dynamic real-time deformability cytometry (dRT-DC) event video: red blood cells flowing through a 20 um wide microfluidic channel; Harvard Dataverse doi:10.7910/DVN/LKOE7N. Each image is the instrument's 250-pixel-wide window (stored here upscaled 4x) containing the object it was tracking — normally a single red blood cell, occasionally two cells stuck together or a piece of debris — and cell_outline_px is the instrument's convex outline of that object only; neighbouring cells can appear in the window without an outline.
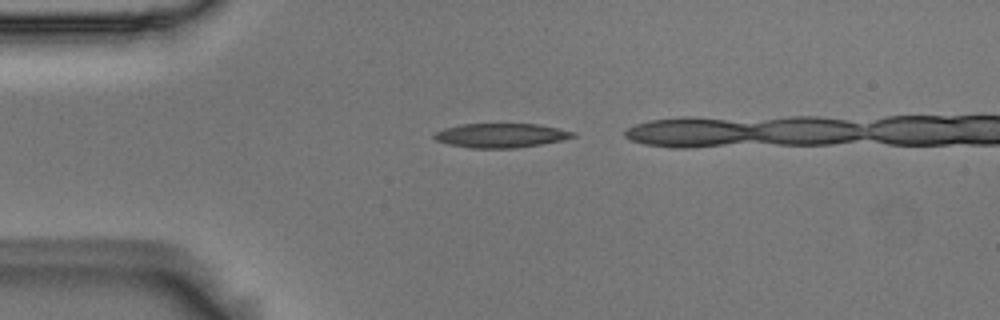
{"species": "Egyptian fruit bat (a non-hibernating species)", "species_latin": "Rousettus aegyptiacus", "temperature_condition": "room temperature", "stored_images_in_passage": 7, "segment_of_instrument_passage": [1, 2], "camera_frame_rate_fps": 3000, "um_per_image_px": 0.085, "animal": {"sex": "male"}, "frame": {"image": 1, "passage_image": 1, "time_ms": 0.0, "image_size_px": [1000, 320], "cell_outline_px": [[576, 136], [564, 140], [516, 148], [472, 148], [448, 144], [436, 140], [432, 136], [436, 132], [444, 128], [460, 124], [540, 124], [576, 132]], "centroid_in_image_um": [42.6, 11.51], "position_along_channel_um": 42.4, "area_um2": 19.65}}
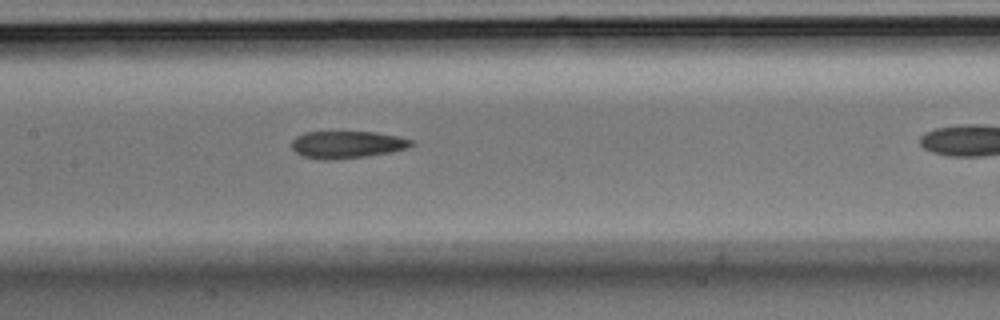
{"frame": {"image": 2, "passage_image": 6, "time_ms": 1.667, "image_size_px": [1000, 320], "cell_outline_px": [[416, 144], [408, 148], [392, 152], [368, 156], [336, 160], [320, 160], [304, 156], [296, 152], [292, 148], [292, 140], [296, 136], [304, 132], [376, 132], [396, 136], [412, 140]], "centroid_in_image_um": [29.51, 12.3], "position_along_channel_um": 177.9, "area_um2": 19.19}}